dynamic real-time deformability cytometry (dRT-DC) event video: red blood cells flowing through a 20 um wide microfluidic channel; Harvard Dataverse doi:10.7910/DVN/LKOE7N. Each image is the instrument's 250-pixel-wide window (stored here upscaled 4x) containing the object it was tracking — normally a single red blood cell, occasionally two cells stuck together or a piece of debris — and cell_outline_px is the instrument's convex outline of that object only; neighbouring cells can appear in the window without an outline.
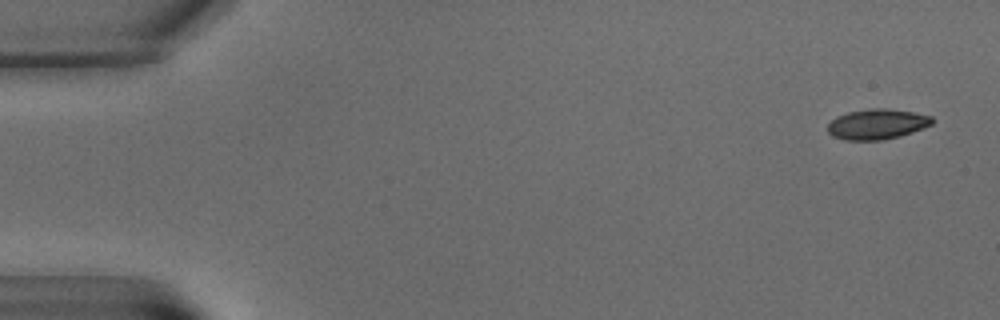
{"species": "common noctule bat (a hibernating species)", "species_latin": "Nyctalus noctula", "temperature_condition": "warm", "stored_images_in_passage": 6, "camera_frame_rate_fps": 3000, "um_per_image_px": 0.085, "animal": {"sex": "male", "body_mass_g": 15.6}, "frame": {"image": 1, "passage_image": 1, "time_ms": 0.0, "image_size_px": [1000, 320], "cell_outline_px": [[932, 124], [924, 128], [900, 136], [880, 140], [844, 140], [832, 136], [828, 132], [828, 124], [836, 116], [848, 112], [872, 108], [884, 108], [912, 112], [932, 116]], "centroid_in_image_um": [74.53, 10.55], "position_along_channel_um": 10.5, "area_um2": 18.38}}